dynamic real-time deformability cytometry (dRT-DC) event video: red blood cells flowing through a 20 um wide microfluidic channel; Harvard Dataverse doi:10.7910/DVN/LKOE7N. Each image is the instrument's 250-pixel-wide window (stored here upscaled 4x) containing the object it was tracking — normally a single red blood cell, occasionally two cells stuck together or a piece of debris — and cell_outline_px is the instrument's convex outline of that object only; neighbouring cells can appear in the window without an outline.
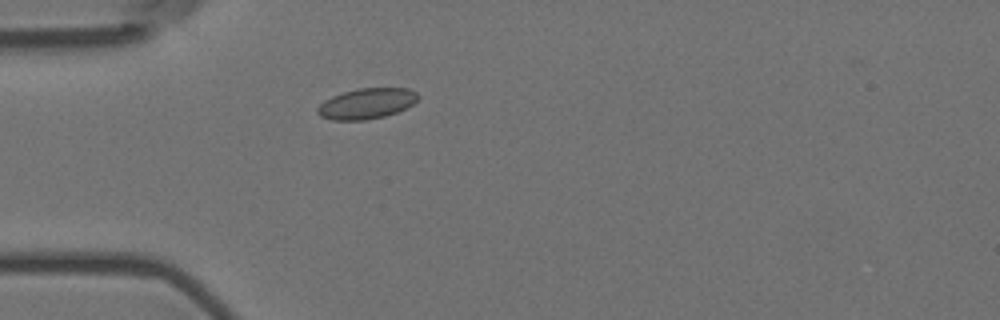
{"species": "Egyptian fruit bat (a non-hibernating species)", "species_latin": "Rousettus aegyptiacus", "temperature_condition": "room temperature", "stored_images_in_passage": 4, "camera_frame_rate_fps": 3000, "um_per_image_px": 0.085, "animal": {"sex": "female"}, "frame": {"image": 1, "passage_image": 4, "time_ms": 1.0, "image_size_px": [1000, 320], "cell_outline_px": [[420, 96], [412, 104], [396, 112], [384, 116], [364, 120], [332, 120], [320, 116], [316, 112], [316, 108], [324, 100], [332, 96], [344, 92], [360, 88], [408, 88], [416, 92]], "centroid_in_image_um": [31.13, 8.8], "position_along_channel_um": 53.9, "area_um2": 17.8}}